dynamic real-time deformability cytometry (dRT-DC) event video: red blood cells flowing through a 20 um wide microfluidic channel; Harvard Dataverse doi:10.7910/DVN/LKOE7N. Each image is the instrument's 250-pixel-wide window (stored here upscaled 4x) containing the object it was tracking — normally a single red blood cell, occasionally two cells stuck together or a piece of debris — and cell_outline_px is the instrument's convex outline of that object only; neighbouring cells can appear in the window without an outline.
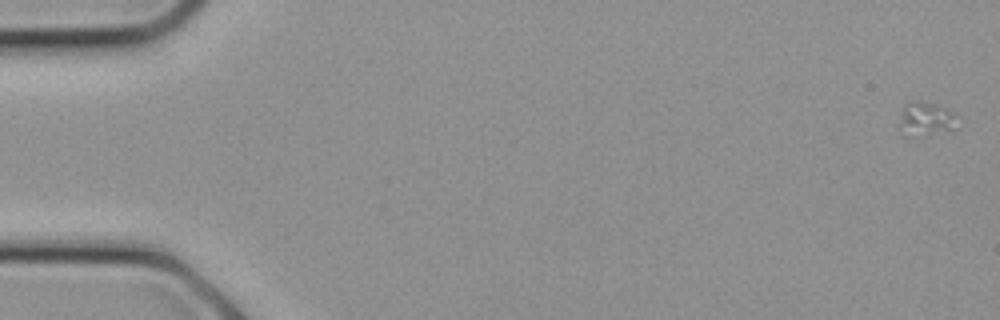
{"species": "common noctule bat (a hibernating species)", "species_latin": "Nyctalus noctula", "temperature_condition": "cold", "stored_images_in_passage": 19, "camera_frame_rate_fps": 3000, "um_per_image_px": 0.085, "animal": {"sex": "female", "body_mass_g": 21.9}, "frame": {"image": 1, "passage_image": 1, "time_ms": 0.0, "image_size_px": [1000, 320], "cell_outline_px": [[960, 116], [952, 128], [908, 136], [900, 124], [900, 112], [904, 104], [916, 100], [936, 104], [948, 108]], "centroid_in_image_um": [78.72, 10.01], "position_along_channel_um": 6.3, "area_um2": 10.92}}